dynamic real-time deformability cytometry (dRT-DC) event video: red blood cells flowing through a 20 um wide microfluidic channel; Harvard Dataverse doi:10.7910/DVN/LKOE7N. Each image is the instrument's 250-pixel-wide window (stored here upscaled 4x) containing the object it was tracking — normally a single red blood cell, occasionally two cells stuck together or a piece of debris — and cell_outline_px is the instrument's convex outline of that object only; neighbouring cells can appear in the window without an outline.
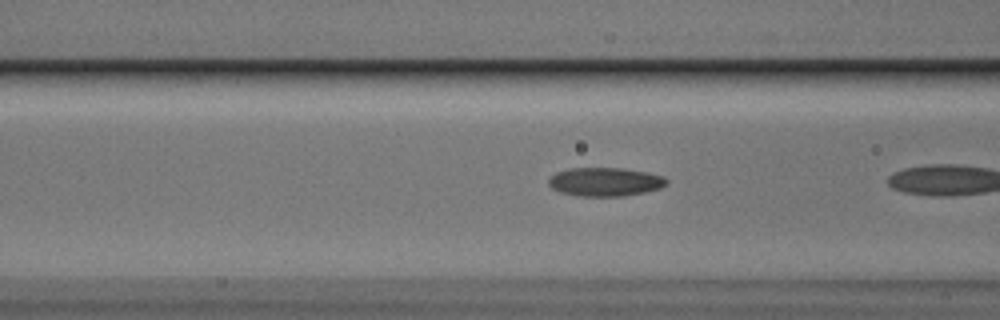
{"species": "Egyptian fruit bat (a non-hibernating species)", "species_latin": "Rousettus aegyptiacus", "temperature_condition": "cold", "stored_images_in_passage": 13, "camera_frame_rate_fps": 3000, "um_per_image_px": 0.085, "animal": {"sex": "male"}, "frame": {"image": 1, "passage_image": 11, "time_ms": 3.333, "image_size_px": [1000, 320], "cell_outline_px": [[668, 184], [660, 188], [644, 192], [624, 196], [580, 196], [560, 192], [552, 188], [548, 184], [548, 180], [556, 172], [568, 168], [624, 168], [648, 172], [664, 176], [668, 180]], "centroid_in_image_um": [51.45, 15.45], "position_along_channel_um": 115.1, "area_um2": 19.83}}